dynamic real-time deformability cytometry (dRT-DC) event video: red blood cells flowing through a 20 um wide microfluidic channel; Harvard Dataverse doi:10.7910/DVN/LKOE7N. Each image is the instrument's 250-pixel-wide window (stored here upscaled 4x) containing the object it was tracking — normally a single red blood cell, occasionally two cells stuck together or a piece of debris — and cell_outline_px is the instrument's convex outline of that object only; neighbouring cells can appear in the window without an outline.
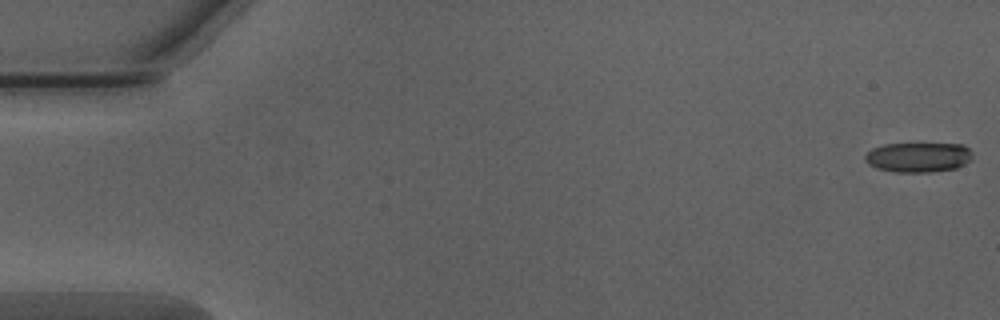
{"species": "Egyptian fruit bat (a non-hibernating species)", "species_latin": "Rousettus aegyptiacus", "temperature_condition": "warm", "stored_images_in_passage": 51, "camera_frame_rate_fps": 3000, "um_per_image_px": 0.085, "animal": {"sex": "male"}, "frame": {"image": 1, "passage_image": 1, "time_ms": 0.0, "image_size_px": [1000, 320], "cell_outline_px": [[972, 160], [956, 168], [932, 172], [896, 172], [876, 168], [868, 164], [864, 160], [864, 156], [872, 148], [884, 144], [964, 144], [972, 152]], "centroid_in_image_um": [78.06, 13.37], "position_along_channel_um": 6.9, "area_um2": 18.79}}
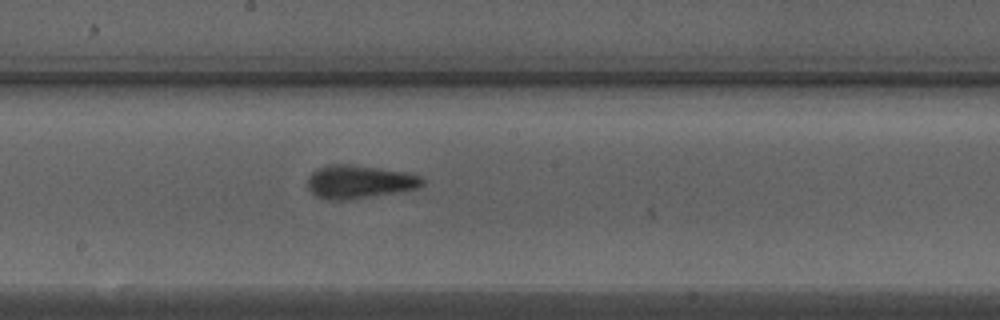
{"frame": {"image": 2, "passage_image": 28, "time_ms": 9.0, "image_size_px": [1000, 320], "cell_outline_px": [[424, 184], [416, 188], [396, 192], [344, 200], [328, 200], [316, 196], [308, 188], [308, 176], [316, 168], [332, 164], [352, 164], [404, 172], [420, 176], [424, 180]], "centroid_in_image_um": [30.49, 15.44], "position_along_channel_um": 217.7, "area_um2": 22.02}}
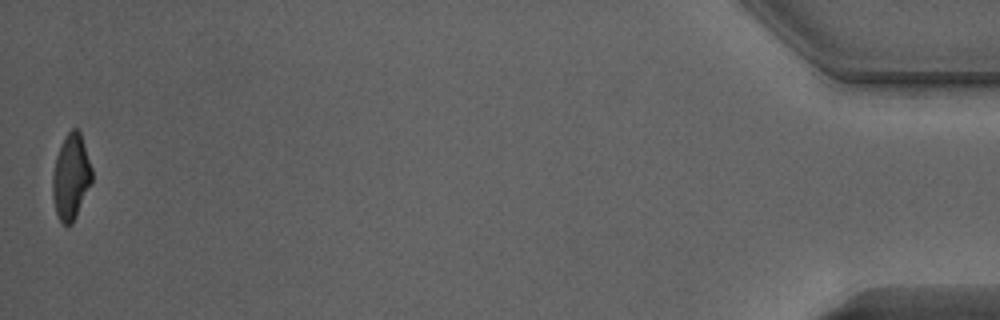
{"frame": {"image": 3, "passage_image": 51, "time_ms": 16.667, "image_size_px": [1000, 320], "cell_outline_px": [[92, 180], [76, 216], [72, 224], [64, 224], [60, 220], [56, 212], [52, 196], [52, 176], [56, 156], [64, 136], [72, 128], [76, 128], [80, 132], [92, 168]], "centroid_in_image_um": [6.02, 15.01], "position_along_channel_um": 429.2, "area_um2": 19.42}, "authors_computed_cell_mechanics": {"area_um2": 20.9814, "velocity_mm_per_s": 4.0418, "shape_relaxation_time_tau1_ms": 4.6968, "shape_relaxation_time_tau2_ms": 1.261, "deformation_change_tau1": 0.1639, "deformation_change_tau2": 0.0832}}